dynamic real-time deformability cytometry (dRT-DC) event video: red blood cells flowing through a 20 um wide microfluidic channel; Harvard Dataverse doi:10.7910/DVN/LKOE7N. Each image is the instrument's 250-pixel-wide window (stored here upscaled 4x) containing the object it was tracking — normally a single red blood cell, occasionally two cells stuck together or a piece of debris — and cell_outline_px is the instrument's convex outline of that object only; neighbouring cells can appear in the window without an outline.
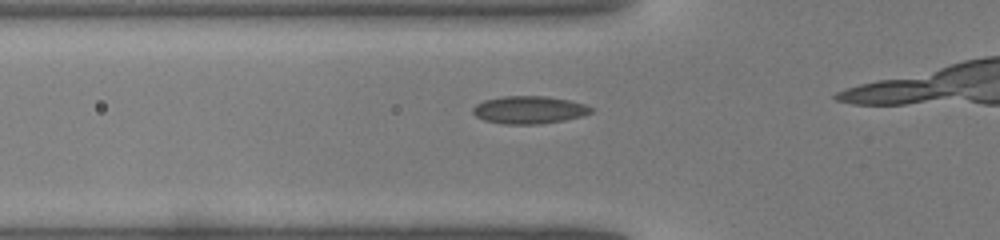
{"species": "common noctule bat (a hibernating species)", "species_latin": "Nyctalus noctula", "temperature_condition": "warm", "stored_images_in_passage": 11, "camera_frame_rate_fps": 3000, "um_per_image_px": 0.085, "animal": {"sex": "male", "body_mass_g": 19.0, "forearm_length_mm": 50.8}, "frame": {"image": 1, "passage_image": 7, "time_ms": 2.0, "image_size_px": [1000, 240], "cell_outline_px": [[592, 112], [584, 116], [564, 120], [540, 124], [504, 124], [484, 120], [476, 116], [472, 112], [472, 108], [476, 104], [484, 100], [504, 96], [548, 96], [568, 100], [584, 104], [592, 108]], "centroid_in_image_um": [44.97, 9.34], "position_along_channel_um": 80.8, "area_um2": 19.07}}
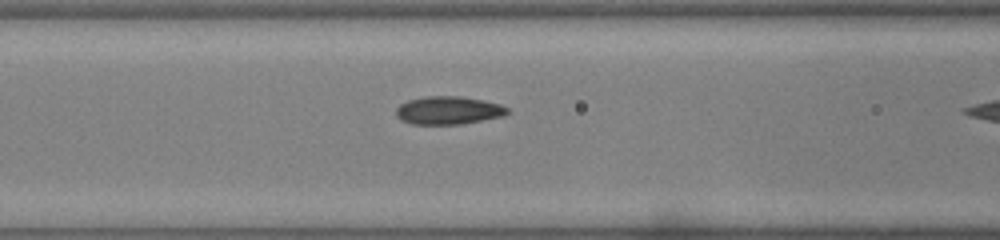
{"frame": {"image": 2, "passage_image": 10, "time_ms": 3.0, "image_size_px": [1000, 240], "cell_outline_px": [[508, 112], [504, 116], [460, 124], [412, 124], [400, 120], [396, 116], [396, 108], [400, 104], [408, 100], [424, 96], [460, 96], [500, 104], [508, 108]], "centroid_in_image_um": [38.07, 9.38], "position_along_channel_um": 128.5, "area_um2": 18.15}}